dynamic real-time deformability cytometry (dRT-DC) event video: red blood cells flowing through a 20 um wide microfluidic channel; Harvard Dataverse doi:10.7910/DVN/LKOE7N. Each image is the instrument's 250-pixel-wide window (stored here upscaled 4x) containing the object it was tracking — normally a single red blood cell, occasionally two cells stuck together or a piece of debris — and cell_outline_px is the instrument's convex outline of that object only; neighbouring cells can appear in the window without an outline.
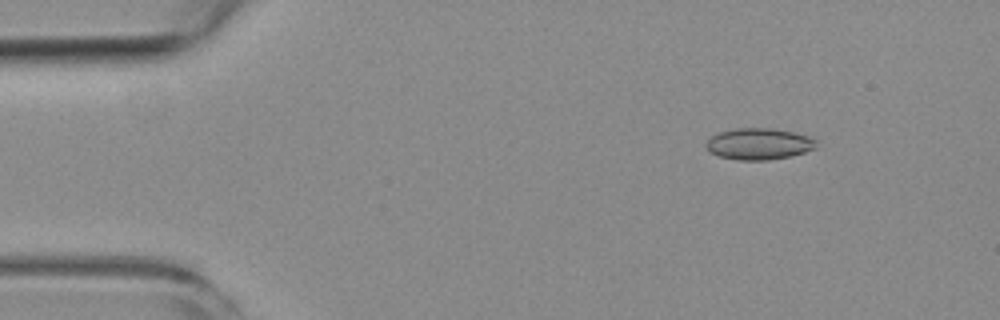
{"species": "common noctule bat (a hibernating species)", "species_latin": "Nyctalus noctula", "temperature_condition": "room temperature", "stored_images_in_passage": 8, "camera_frame_rate_fps": 3000, "um_per_image_px": 0.085, "animal": {"sex": "female", "body_mass_g": 19.3, "forearm_length_mm": 54.1}, "frame": {"image": 1, "passage_image": 2, "time_ms": 1.0, "image_size_px": [1000, 320], "cell_outline_px": [[816, 148], [792, 156], [768, 160], [736, 160], [720, 156], [708, 152], [704, 144], [716, 132], [736, 128], [772, 128], [792, 132], [808, 136], [816, 140]], "centroid_in_image_um": [64.47, 12.23], "position_along_channel_um": 20.5, "area_um2": 20.35}}
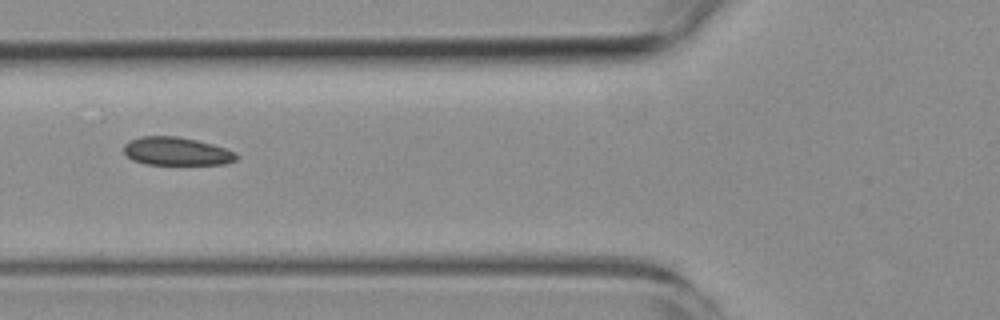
{"frame": {"image": 2, "passage_image": 6, "time_ms": 5.667, "image_size_px": [1000, 320], "cell_outline_px": [[240, 156], [236, 160], [224, 164], [144, 164], [132, 160], [124, 152], [124, 144], [140, 136], [176, 136], [196, 140], [212, 144], [236, 152]], "centroid_in_image_um": [15.02, 12.86], "position_along_channel_um": 110.8, "area_um2": 18.44}}
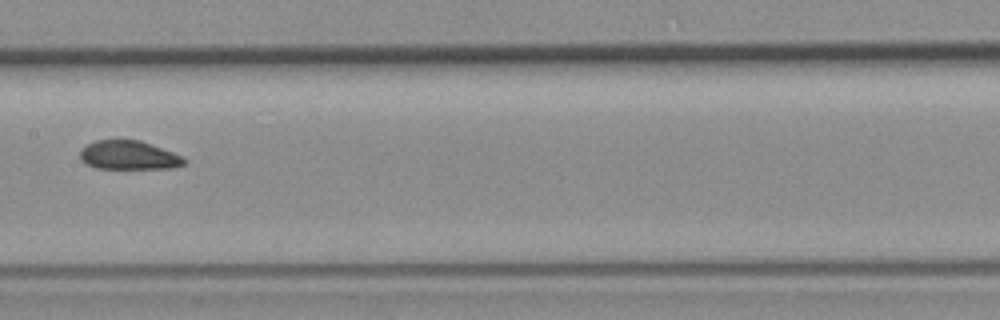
{"frame": {"image": 3, "passage_image": 8, "time_ms": 8.0, "image_size_px": [1000, 320], "cell_outline_px": [[188, 160], [184, 164], [172, 168], [96, 168], [84, 164], [80, 160], [80, 152], [88, 144], [96, 140], [140, 140], [172, 152]], "centroid_in_image_um": [10.92, 13.2], "position_along_channel_um": 196.5, "area_um2": 17.34}}